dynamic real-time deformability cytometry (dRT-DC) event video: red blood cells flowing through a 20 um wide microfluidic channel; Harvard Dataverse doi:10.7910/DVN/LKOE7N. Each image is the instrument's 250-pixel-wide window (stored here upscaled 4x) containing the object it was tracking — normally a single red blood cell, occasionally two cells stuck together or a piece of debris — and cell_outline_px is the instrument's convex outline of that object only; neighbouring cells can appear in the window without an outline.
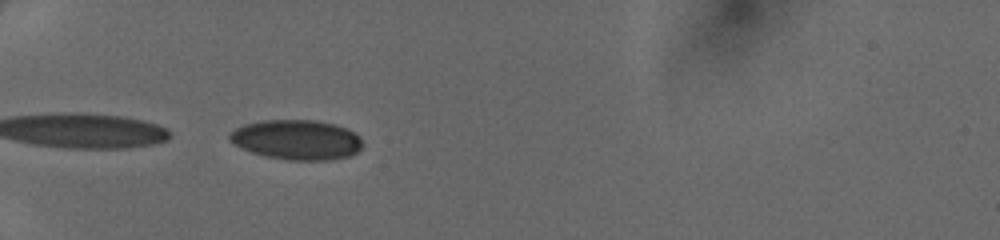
{"species": "human", "species_latin": "Homo sapiens", "temperature_condition": "cold", "stored_images_in_passage": 32, "camera_frame_rate_fps": 3000, "um_per_image_px": 0.085, "donor": {"sex": "female"}, "frame": {"image": 1, "passage_image": 1, "time_ms": 0.0, "image_size_px": [1000, 240], "cell_outline_px": [[364, 144], [356, 152], [348, 156], [328, 160], [288, 160], [264, 156], [252, 152], [228, 140], [228, 136], [236, 128], [244, 124], [264, 120], [316, 120], [332, 124], [344, 128], [352, 132]], "centroid_in_image_um": [25.19, 11.88], "position_along_channel_um": 59.8, "area_um2": 30.46}}
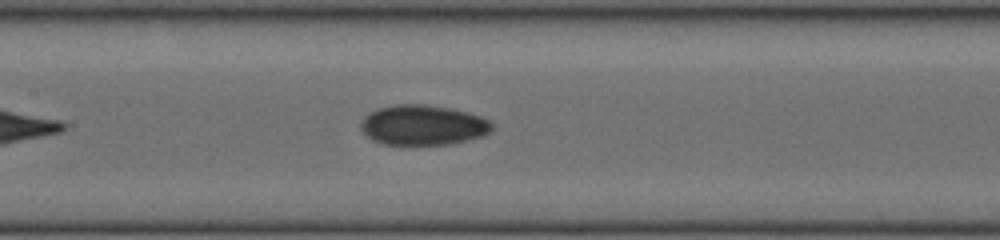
{"frame": {"image": 2, "passage_image": 10, "time_ms": 3.0, "image_size_px": [1000, 240], "cell_outline_px": [[492, 128], [484, 136], [452, 144], [384, 144], [372, 140], [360, 128], [360, 120], [368, 112], [376, 108], [396, 104], [424, 104], [452, 108], [468, 112], [492, 120]], "centroid_in_image_um": [35.94, 10.62], "position_along_channel_um": 171.5, "area_um2": 30.98}}
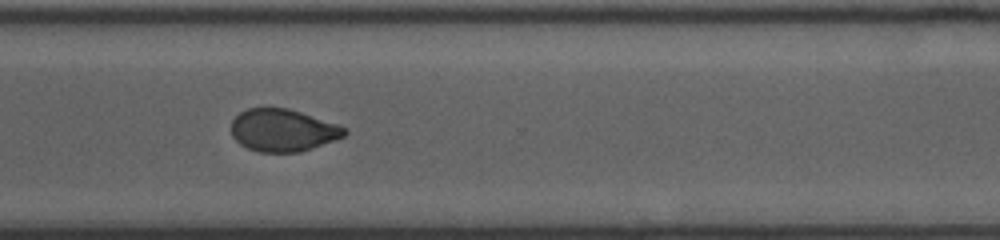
{"frame": {"image": 3, "passage_image": 22, "time_ms": 7.0, "image_size_px": [1000, 240], "cell_outline_px": [[348, 132], [344, 136], [312, 148], [300, 152], [260, 152], [248, 148], [240, 144], [232, 136], [232, 120], [240, 112], [248, 108], [288, 108], [336, 124], [344, 128]], "centroid_in_image_um": [24.01, 11.07], "position_along_channel_um": 346.6, "area_um2": 27.63}}